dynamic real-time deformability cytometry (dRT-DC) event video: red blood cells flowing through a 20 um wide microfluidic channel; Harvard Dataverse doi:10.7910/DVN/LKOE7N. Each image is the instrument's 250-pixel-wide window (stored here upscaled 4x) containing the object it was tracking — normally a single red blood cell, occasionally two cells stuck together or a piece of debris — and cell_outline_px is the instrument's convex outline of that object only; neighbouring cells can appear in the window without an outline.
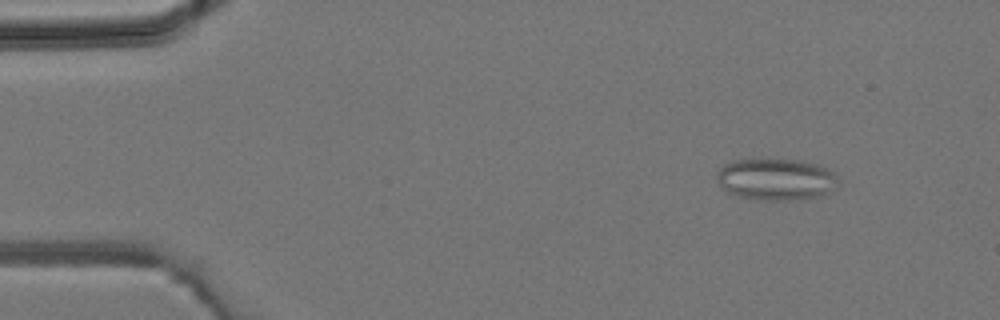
{"species": "common noctule bat (a hibernating species)", "species_latin": "Nyctalus noctula", "temperature_condition": "room temperature", "stored_images_in_passage": 43, "segment_of_instrument_passage": [1, 2], "camera_frame_rate_fps": 3000, "um_per_image_px": 0.085, "animal": {"sex": "male", "body_mass_g": 19.2, "forearm_length_mm": 51.8}, "frame": {"image": 1, "passage_image": 5, "time_ms": 1.333, "image_size_px": [1000, 320], "cell_outline_px": [[836, 188], [832, 192], [820, 196], [800, 200], [756, 200], [736, 196], [728, 192], [720, 184], [716, 176], [720, 168], [724, 164], [732, 160], [800, 160], [820, 164], [828, 168], [836, 176]], "centroid_in_image_um": [65.99, 15.26], "position_along_channel_um": 19.0, "area_um2": 29.71}}